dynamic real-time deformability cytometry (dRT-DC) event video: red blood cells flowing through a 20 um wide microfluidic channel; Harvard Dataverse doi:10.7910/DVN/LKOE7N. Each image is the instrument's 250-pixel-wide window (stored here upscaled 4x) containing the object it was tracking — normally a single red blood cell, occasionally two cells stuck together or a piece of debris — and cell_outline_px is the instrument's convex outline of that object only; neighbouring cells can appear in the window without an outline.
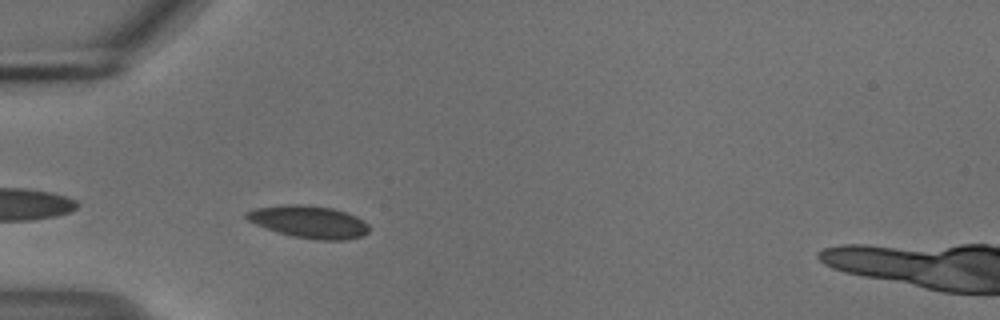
{"species": "common noctule bat (a hibernating species)", "species_latin": "Nyctalus noctula", "temperature_condition": "cold", "stored_images_in_passage": 7, "camera_frame_rate_fps": 3000, "um_per_image_px": 0.085, "animal": {"sex": "male", "body_mass_g": 18.8}, "frame": {"image": 1, "passage_image": 2, "time_ms": 0.333, "image_size_px": [1000, 320], "cell_outline_px": [[368, 232], [364, 236], [348, 240], [320, 240], [292, 236], [276, 232], [256, 224], [248, 220], [244, 216], [244, 212], [256, 208], [284, 204], [308, 204], [332, 208], [348, 212], [364, 220], [368, 224]], "centroid_in_image_um": [26.28, 18.85], "position_along_channel_um": 58.7, "area_um2": 23.47}}